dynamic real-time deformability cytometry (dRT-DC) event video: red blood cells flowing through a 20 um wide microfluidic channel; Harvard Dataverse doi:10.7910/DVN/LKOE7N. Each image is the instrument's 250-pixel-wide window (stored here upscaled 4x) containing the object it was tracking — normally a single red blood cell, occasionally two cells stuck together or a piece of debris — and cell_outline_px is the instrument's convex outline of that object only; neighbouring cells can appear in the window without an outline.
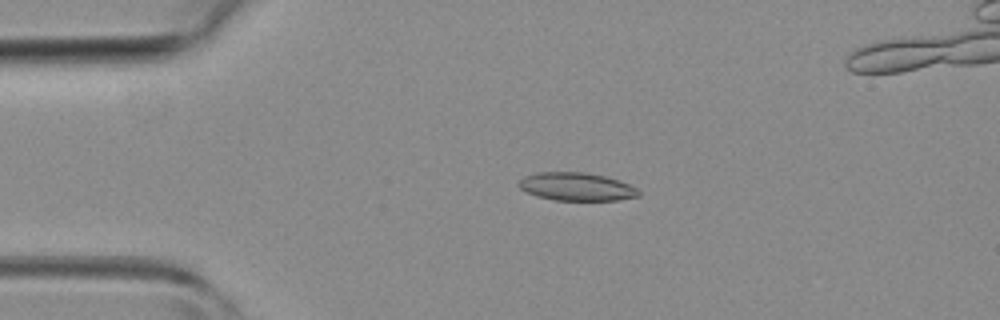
{"species": "common noctule bat (a hibernating species)", "species_latin": "Nyctalus noctula", "temperature_condition": "room temperature", "stored_images_in_passage": 41, "camera_frame_rate_fps": 3000, "um_per_image_px": 0.085, "animal": {"sex": "female", "body_mass_g": 19.3, "forearm_length_mm": 54.1}, "frame": {"image": 1, "passage_image": 9, "time_ms": 2.667, "image_size_px": [1000, 320], "cell_outline_px": [[640, 196], [616, 200], [552, 200], [536, 196], [520, 188], [516, 184], [524, 176], [536, 172], [584, 172], [604, 176], [628, 184], [636, 188], [640, 192]], "centroid_in_image_um": [48.96, 15.87], "position_along_channel_um": 36.0, "area_um2": 19.54}}
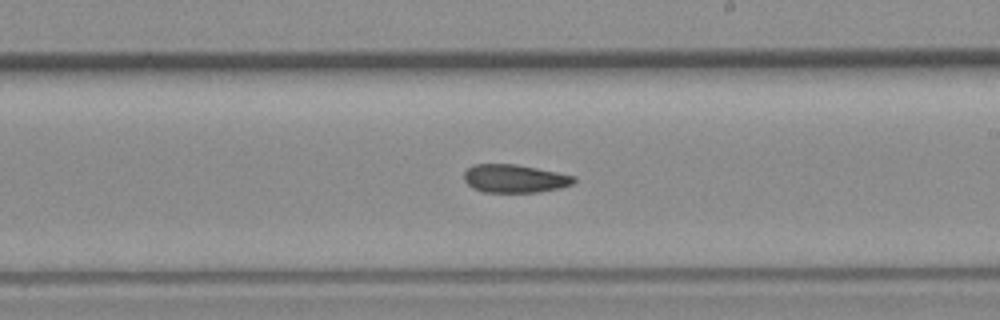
{"frame": {"image": 2, "passage_image": 25, "time_ms": 8.0, "image_size_px": [1000, 320], "cell_outline_px": [[576, 180], [572, 184], [560, 188], [540, 192], [484, 192], [472, 188], [464, 180], [464, 172], [472, 164], [516, 164], [576, 176]], "centroid_in_image_um": [43.74, 15.18], "position_along_channel_um": 245.3, "area_um2": 18.09}}
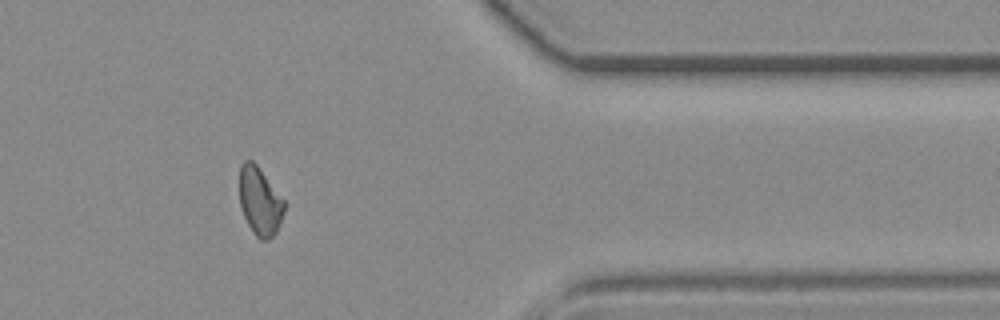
{"frame": {"image": 3, "passage_image": 36, "time_ms": 11.667, "image_size_px": [1000, 320], "cell_outline_px": [[284, 212], [276, 232], [268, 240], [260, 240], [256, 236], [248, 224], [244, 216], [240, 204], [240, 164], [244, 160], [252, 160], [256, 164], [284, 200]], "centroid_in_image_um": [22.08, 17.11], "position_along_channel_um": 389.3, "area_um2": 17.51}}